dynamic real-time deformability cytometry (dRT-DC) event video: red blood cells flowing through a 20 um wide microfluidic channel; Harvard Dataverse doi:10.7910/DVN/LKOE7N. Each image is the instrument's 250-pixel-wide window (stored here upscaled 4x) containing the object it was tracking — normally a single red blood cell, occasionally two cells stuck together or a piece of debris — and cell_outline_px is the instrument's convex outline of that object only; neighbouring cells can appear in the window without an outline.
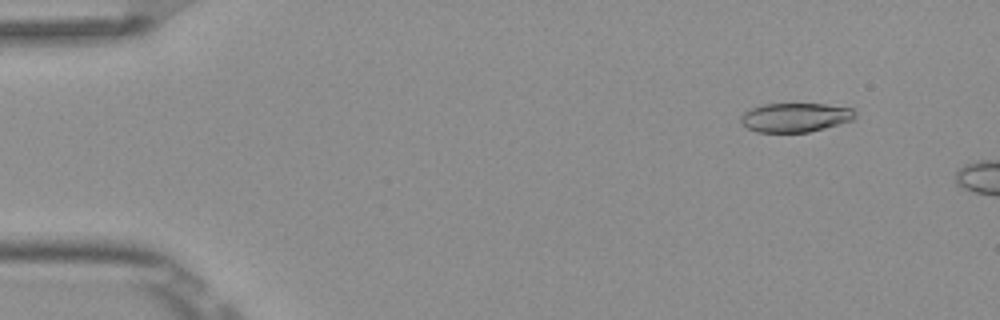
{"species": "Egyptian fruit bat (a non-hibernating species)", "species_latin": "Rousettus aegyptiacus", "temperature_condition": "room temperature", "stored_images_in_passage": 3, "camera_frame_rate_fps": 3000, "um_per_image_px": 0.085, "frame": {"image": 1, "passage_image": 1, "time_ms": 0.0, "image_size_px": [1000, 320], "cell_outline_px": [[856, 120], [808, 132], [756, 132], [748, 128], [740, 120], [740, 116], [748, 108], [764, 104], [824, 104], [852, 108], [856, 112]], "centroid_in_image_um": [67.62, 9.98], "position_along_channel_um": 17.4, "area_um2": 19.54}}